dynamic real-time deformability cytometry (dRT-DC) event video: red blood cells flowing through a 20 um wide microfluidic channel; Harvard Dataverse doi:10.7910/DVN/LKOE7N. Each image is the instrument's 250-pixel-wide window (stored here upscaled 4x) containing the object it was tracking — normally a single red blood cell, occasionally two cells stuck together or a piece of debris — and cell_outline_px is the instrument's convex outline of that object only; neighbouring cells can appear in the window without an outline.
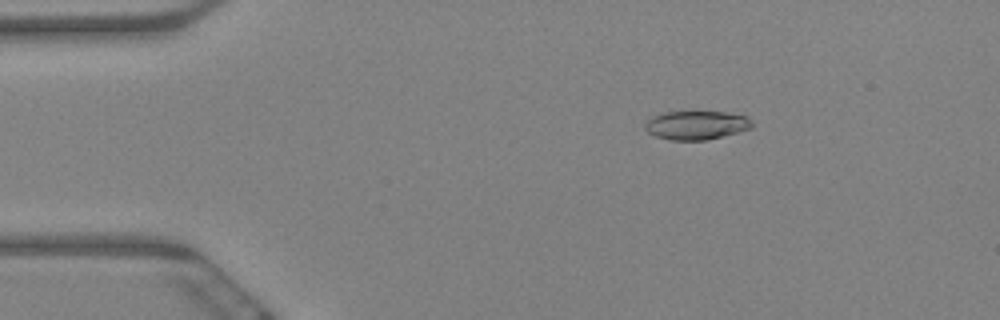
{"species": "Egyptian fruit bat (a non-hibernating species)", "species_latin": "Rousettus aegyptiacus", "temperature_condition": "warm", "stored_images_in_passage": 60, "camera_frame_rate_fps": 3000, "um_per_image_px": 0.085, "animal": {"sex": "female"}, "frame": {"image": 1, "passage_image": 10, "time_ms": 3.0, "image_size_px": [1000, 320], "cell_outline_px": [[752, 128], [704, 140], [668, 140], [656, 136], [648, 132], [644, 128], [644, 124], [652, 116], [664, 112], [724, 112], [748, 116], [752, 120]], "centroid_in_image_um": [59.17, 10.63], "position_along_channel_um": 25.8, "area_um2": 17.8}}
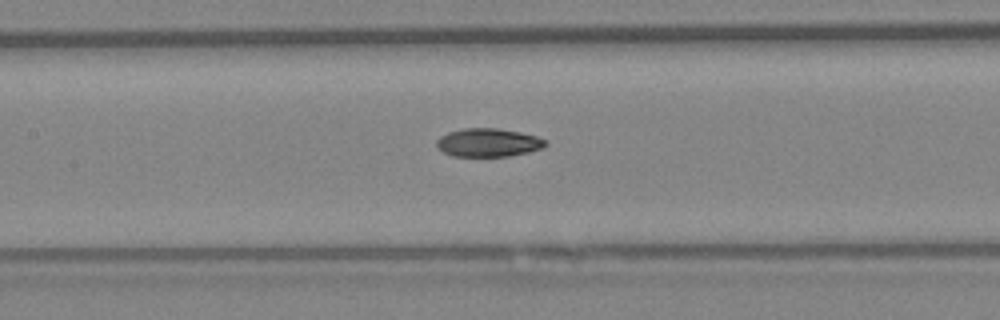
{"frame": {"image": 2, "passage_image": 28, "time_ms": 9.0, "image_size_px": [1000, 320], "cell_outline_px": [[548, 144], [544, 148], [528, 152], [508, 156], [452, 156], [436, 148], [436, 140], [440, 136], [448, 132], [464, 128], [496, 128], [520, 132], [536, 136], [548, 140]], "centroid_in_image_um": [41.51, 12.12], "position_along_channel_um": 165.9, "area_um2": 18.15}}
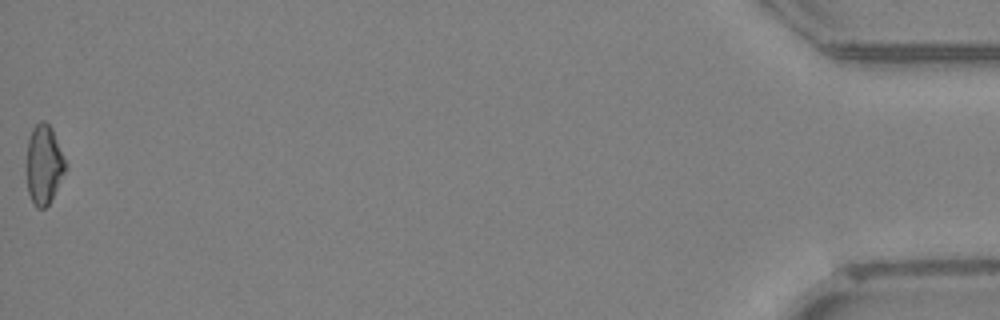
{"frame": {"image": 3, "passage_image": 60, "time_ms": 19.667, "image_size_px": [1000, 320], "cell_outline_px": [[68, 168], [48, 204], [44, 208], [36, 208], [32, 204], [28, 192], [28, 140], [32, 128], [40, 120], [44, 120], [52, 128], [68, 164]], "centroid_in_image_um": [3.77, 13.98], "position_along_channel_um": 431.4, "area_um2": 17.98}, "authors_computed_cell_mechanics": {"area_um2": 18.2359, "velocity_mm_per_s": 3.4346, "shape_relaxation_time_tau1_ms": null, "shape_relaxation_time_tau2_ms": 7.1243, "deformation_change_tau1": null, "deformation_change_tau2": 0.1195}}